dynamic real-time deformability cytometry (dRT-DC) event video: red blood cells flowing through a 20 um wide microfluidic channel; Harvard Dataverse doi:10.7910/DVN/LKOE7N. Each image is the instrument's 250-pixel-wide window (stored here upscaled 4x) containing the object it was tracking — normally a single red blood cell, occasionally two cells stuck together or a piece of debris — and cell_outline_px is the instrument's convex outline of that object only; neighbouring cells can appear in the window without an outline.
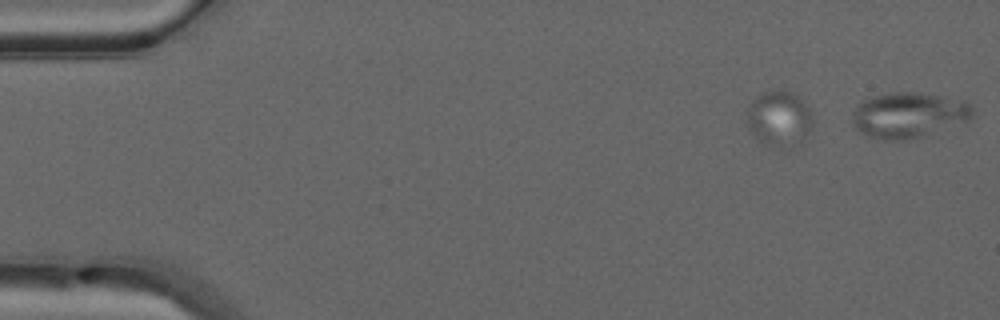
{"species": "common noctule bat (a hibernating species)", "species_latin": "Nyctalus noctula", "temperature_condition": "warm", "stored_images_in_passage": 7, "segment_of_instrument_passage": [2, 2], "camera_frame_rate_fps": 3000, "um_per_image_px": 0.085, "animal": {"sex": "male", "forearm_length_mm": 52.5}, "frame": {"image": 1, "passage_image": 7, "time_ms": 2.0, "image_size_px": [1000, 320], "cell_outline_px": [[976, 116], [968, 120], [924, 136], [904, 140], [884, 140], [860, 132], [852, 128], [852, 112], [856, 104], [872, 96], [892, 92], [916, 92], [964, 100], [972, 108]], "centroid_in_image_um": [77.2, 9.77], "position_along_channel_um": 7.8, "area_um2": 32.02}}